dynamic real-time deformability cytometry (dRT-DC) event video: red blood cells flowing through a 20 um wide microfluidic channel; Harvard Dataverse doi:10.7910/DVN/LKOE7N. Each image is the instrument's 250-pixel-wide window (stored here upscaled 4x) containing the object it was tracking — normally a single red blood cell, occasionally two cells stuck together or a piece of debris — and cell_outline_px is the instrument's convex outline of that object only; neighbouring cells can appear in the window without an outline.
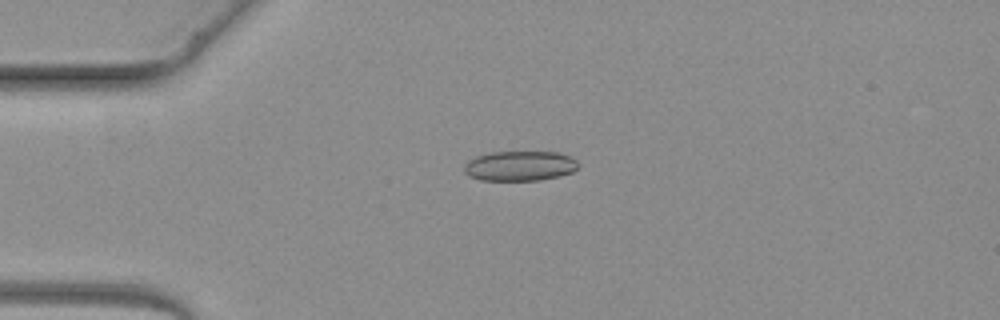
{"species": "common noctule bat (a hibernating species)", "species_latin": "Nyctalus noctula", "temperature_condition": "warm", "stored_images_in_passage": 4, "camera_frame_rate_fps": 3000, "um_per_image_px": 0.085, "animal": {"sex": "female", "body_mass_g": 19.3, "forearm_length_mm": 54.1}, "frame": {"image": 1, "passage_image": 3, "time_ms": 2.333, "image_size_px": [1000, 320], "cell_outline_px": [[580, 164], [572, 172], [540, 180], [480, 180], [468, 176], [464, 172], [464, 164], [468, 160], [476, 156], [488, 152], [556, 152], [572, 156]], "centroid_in_image_um": [44.16, 14.09], "position_along_channel_um": 40.8, "area_um2": 20.0}}